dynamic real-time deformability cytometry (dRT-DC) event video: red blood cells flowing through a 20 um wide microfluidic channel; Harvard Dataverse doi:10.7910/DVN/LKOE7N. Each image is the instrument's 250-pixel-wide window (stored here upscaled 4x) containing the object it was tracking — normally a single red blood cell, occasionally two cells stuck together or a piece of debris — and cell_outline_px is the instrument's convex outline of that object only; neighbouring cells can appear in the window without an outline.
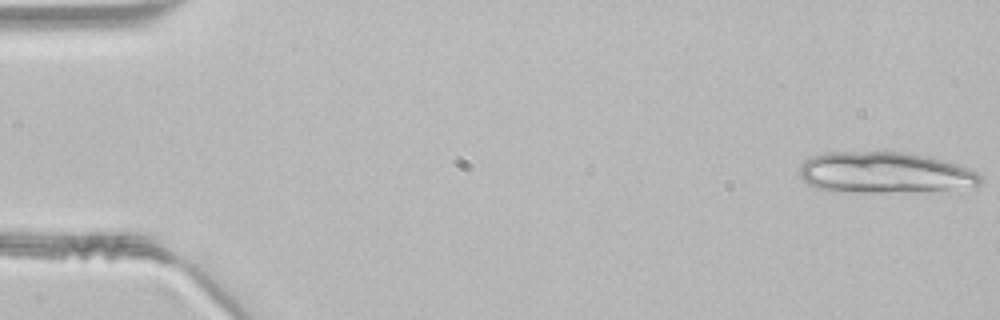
{"species": "common noctule bat (a hibernating species)", "species_latin": "Nyctalus noctula", "temperature_condition": "room temperature", "stored_images_in_passage": 19, "camera_frame_rate_fps": 3000, "um_per_image_px": 0.085, "animal": {"sex": "male", "body_mass_g": 21.5, "forearm_length_mm": 52.0}, "frame": {"image": 1, "passage_image": 1, "time_ms": 0.0, "image_size_px": [1000, 320], "cell_outline_px": [[984, 180], [976, 192], [860, 192], [816, 188], [804, 184], [800, 176], [800, 168], [804, 160], [812, 156], [824, 152], [908, 152], [956, 164], [968, 168], [976, 172]], "centroid_in_image_um": [75.37, 14.72], "position_along_channel_um": 9.6, "area_um2": 44.74}}